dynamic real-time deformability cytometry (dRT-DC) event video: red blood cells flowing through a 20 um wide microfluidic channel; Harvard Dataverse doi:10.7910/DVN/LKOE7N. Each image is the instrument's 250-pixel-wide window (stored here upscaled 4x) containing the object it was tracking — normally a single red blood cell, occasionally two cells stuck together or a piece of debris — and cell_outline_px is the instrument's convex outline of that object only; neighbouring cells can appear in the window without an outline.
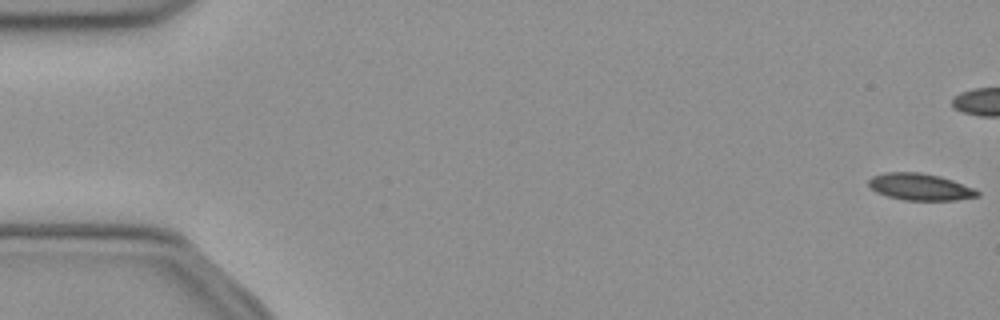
{"species": "common noctule bat (a hibernating species)", "species_latin": "Nyctalus noctula", "temperature_condition": "cold", "stored_images_in_passage": 16, "camera_frame_rate_fps": 3000, "um_per_image_px": 0.085, "animal": {"sex": "female", "body_mass_g": 21.9}, "frame": {"image": 1, "passage_image": 1, "time_ms": 0.0, "image_size_px": [1000, 320], "cell_outline_px": [[980, 196], [956, 200], [904, 200], [888, 196], [876, 192], [868, 184], [868, 180], [872, 176], [884, 172], [920, 172], [940, 176], [952, 180], [972, 188], [980, 192]], "centroid_in_image_um": [78.19, 15.88], "position_along_channel_um": 6.8, "area_um2": 16.94}}